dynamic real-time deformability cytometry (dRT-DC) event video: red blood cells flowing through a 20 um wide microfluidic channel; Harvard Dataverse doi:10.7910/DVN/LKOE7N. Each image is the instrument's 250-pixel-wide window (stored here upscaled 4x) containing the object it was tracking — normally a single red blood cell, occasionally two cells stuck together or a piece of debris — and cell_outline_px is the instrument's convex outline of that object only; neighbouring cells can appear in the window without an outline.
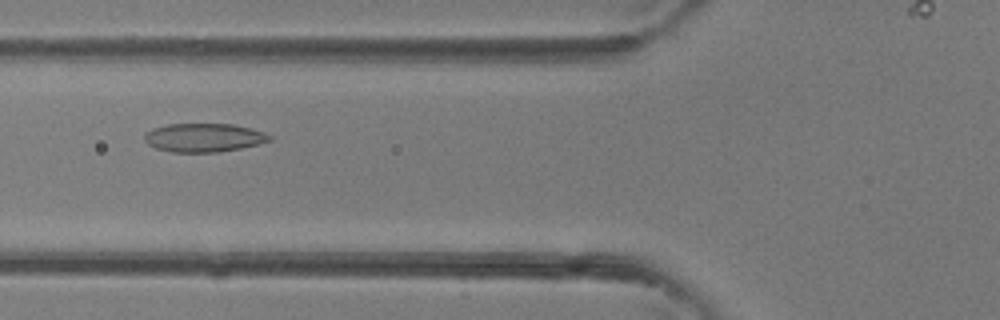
{"species": "common noctule bat (a hibernating species)", "species_latin": "Nyctalus noctula", "temperature_condition": "room temperature", "stored_images_in_passage": 37, "camera_frame_rate_fps": 3000, "um_per_image_px": 0.085, "animal": {"sex": "female"}, "frame": {"image": 1, "passage_image": 15, "time_ms": 4.667, "image_size_px": [1000, 320], "cell_outline_px": [[272, 140], [260, 144], [240, 148], [216, 152], [172, 152], [156, 148], [148, 144], [144, 140], [144, 132], [152, 128], [168, 124], [232, 124], [264, 132], [272, 136]], "centroid_in_image_um": [17.3, 11.7], "position_along_channel_um": 108.5, "area_um2": 20.87}}
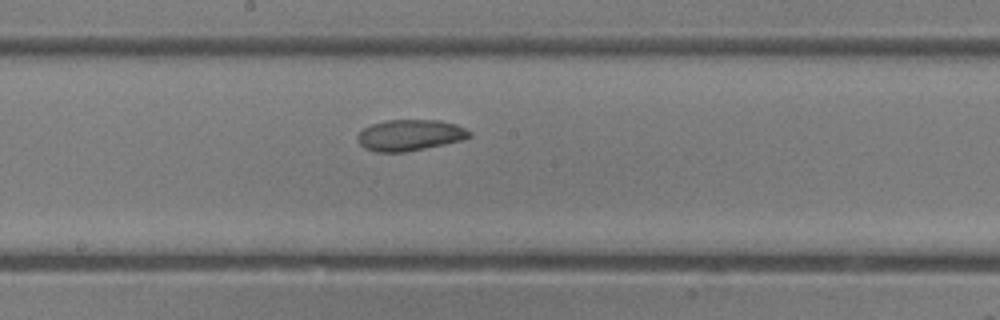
{"frame": {"image": 2, "passage_image": 21, "time_ms": 6.667, "image_size_px": [1000, 320], "cell_outline_px": [[472, 136], [464, 140], [404, 152], [376, 152], [364, 148], [356, 140], [356, 136], [364, 128], [372, 124], [388, 120], [440, 120], [456, 124], [472, 132]], "centroid_in_image_um": [34.85, 11.49], "position_along_channel_um": 213.4, "area_um2": 20.35}}
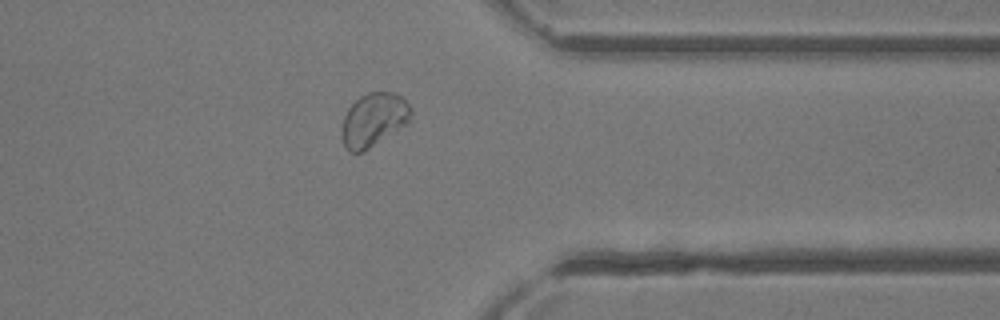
{"frame": {"image": 3, "passage_image": 31, "time_ms": 10.0, "image_size_px": [1000, 320], "cell_outline_px": [[412, 112], [408, 120], [404, 124], [364, 152], [348, 152], [340, 136], [340, 132], [344, 116], [348, 108], [360, 96], [368, 92], [392, 92], [400, 96], [412, 108]], "centroid_in_image_um": [31.7, 10.18], "position_along_channel_um": 379.7, "area_um2": 21.33}}